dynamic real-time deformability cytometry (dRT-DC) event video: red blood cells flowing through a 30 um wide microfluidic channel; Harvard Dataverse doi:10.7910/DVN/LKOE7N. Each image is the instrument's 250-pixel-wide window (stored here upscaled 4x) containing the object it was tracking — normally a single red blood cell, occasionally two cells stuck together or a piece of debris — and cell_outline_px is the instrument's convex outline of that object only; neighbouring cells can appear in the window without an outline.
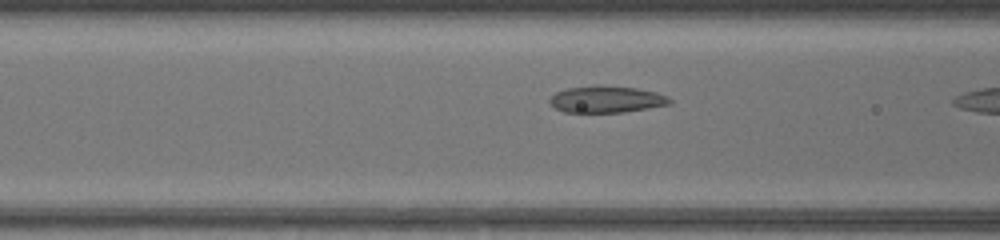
{"species": "common noctule bat (a hibernating species)", "species_latin": "Nyctalus noctula", "temperature_condition": "warm", "stored_images_in_passage": 6, "camera_frame_rate_fps": 3000, "um_per_image_px": 0.085, "animal": {"sex": "female", "body_mass_g": 17.0, "forearm_length_mm": 48.0}, "frame": {"image": 1, "passage_image": 5, "time_ms": 1.333, "image_size_px": [1000, 240], "cell_outline_px": [[672, 104], [624, 112], [564, 112], [556, 108], [548, 100], [556, 92], [568, 88], [596, 84], [636, 88], [656, 92], [668, 96], [672, 100]], "centroid_in_image_um": [51.57, 8.43], "position_along_channel_um": 115.0, "area_um2": 18.79}}